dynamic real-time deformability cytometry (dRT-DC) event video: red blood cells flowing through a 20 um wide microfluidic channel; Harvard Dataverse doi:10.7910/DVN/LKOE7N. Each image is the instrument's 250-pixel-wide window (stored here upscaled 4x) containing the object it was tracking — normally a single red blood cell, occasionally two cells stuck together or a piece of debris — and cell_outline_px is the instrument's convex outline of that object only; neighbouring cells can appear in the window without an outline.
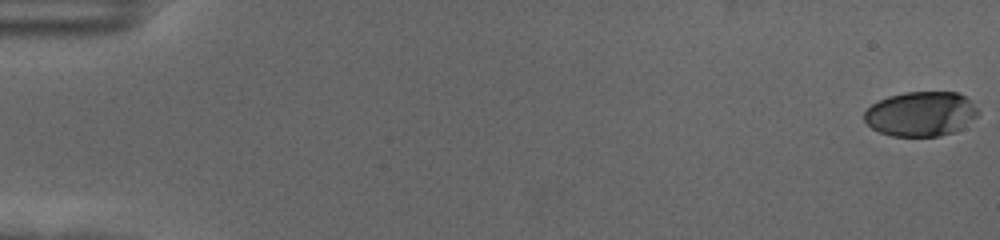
{"species": "human", "species_latin": "Homo sapiens", "temperature_condition": "cold", "stored_images_in_passage": 59, "camera_frame_rate_fps": 3000, "um_per_image_px": 0.085, "donor": {"sex": "female"}, "frame": {"image": 1, "passage_image": 1, "time_ms": 0.0, "image_size_px": [1000, 240], "cell_outline_px": [[980, 112], [964, 128], [956, 132], [940, 136], [892, 136], [880, 132], [872, 128], [864, 120], [864, 112], [872, 104], [888, 96], [904, 92], [956, 92], [968, 96], [972, 100]], "centroid_in_image_um": [78.32, 9.68], "position_along_channel_um": 6.7, "area_um2": 30.0}}
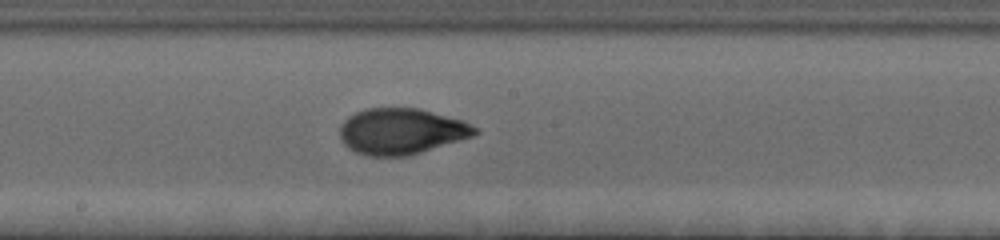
{"frame": {"image": 2, "passage_image": 33, "time_ms": 10.667, "image_size_px": [1000, 240], "cell_outline_px": [[480, 132], [472, 136], [408, 156], [368, 156], [356, 152], [348, 148], [344, 144], [340, 136], [340, 124], [348, 116], [364, 108], [420, 108], [464, 120], [480, 128]], "centroid_in_image_um": [34.12, 11.15], "position_along_channel_um": 214.1, "area_um2": 36.47}}
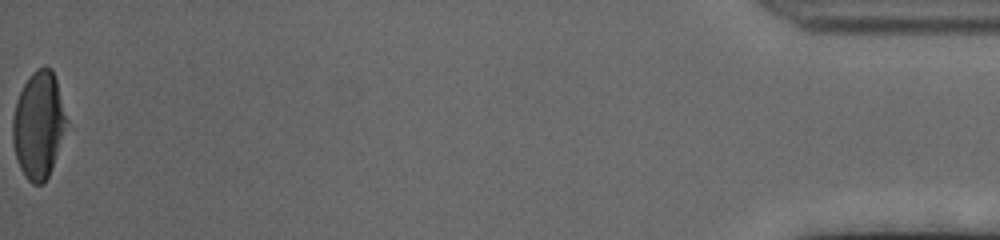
{"frame": {"image": 3, "passage_image": 59, "time_ms": 19.333, "image_size_px": [1000, 240], "cell_outline_px": [[68, 120], [52, 168], [48, 176], [40, 184], [32, 184], [24, 176], [16, 160], [12, 140], [12, 116], [16, 100], [28, 76], [36, 68], [44, 64], [52, 68], [56, 80]], "centroid_in_image_um": [3.26, 10.59], "position_along_channel_um": 431.9, "area_um2": 33.76}, "authors_computed_cell_mechanics": {"area_um2": 34.9112, "velocity_mm_per_s": 3.5599, "shape_relaxation_time_tau1_ms": 4.1936, "shape_relaxation_time_tau2_ms": 1.0327, "deformation_change_tau1": 0.1744, "deformation_change_tau2": 0.0569}}